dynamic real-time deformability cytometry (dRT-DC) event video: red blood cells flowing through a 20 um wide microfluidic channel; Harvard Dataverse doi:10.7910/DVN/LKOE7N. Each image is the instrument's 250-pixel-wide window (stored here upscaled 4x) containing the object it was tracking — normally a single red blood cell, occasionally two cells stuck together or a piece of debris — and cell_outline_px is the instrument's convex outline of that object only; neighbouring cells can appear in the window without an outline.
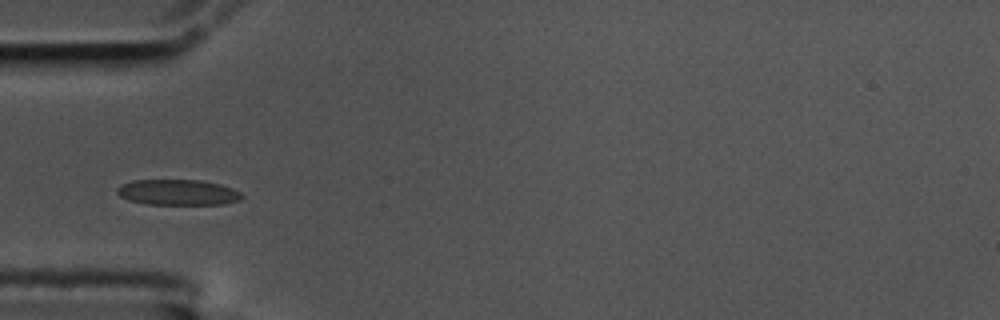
{"species": "common noctule bat (a hibernating species)", "species_latin": "Nyctalus noctula", "temperature_condition": "cold", "stored_images_in_passage": 3, "camera_frame_rate_fps": 3000, "um_per_image_px": 0.085, "animal": {"sex": "male", "body_mass_g": 17.5, "forearm_length_mm": 52.3}, "frame": {"image": 1, "passage_image": 2, "time_ms": 0.333, "image_size_px": [1000, 320], "cell_outline_px": [[244, 196], [240, 200], [224, 204], [144, 204], [128, 200], [120, 196], [116, 192], [116, 188], [132, 180], [200, 180], [220, 184], [232, 188], [240, 192]], "centroid_in_image_um": [15.12, 16.35], "position_along_channel_um": 69.9, "area_um2": 18.67}}
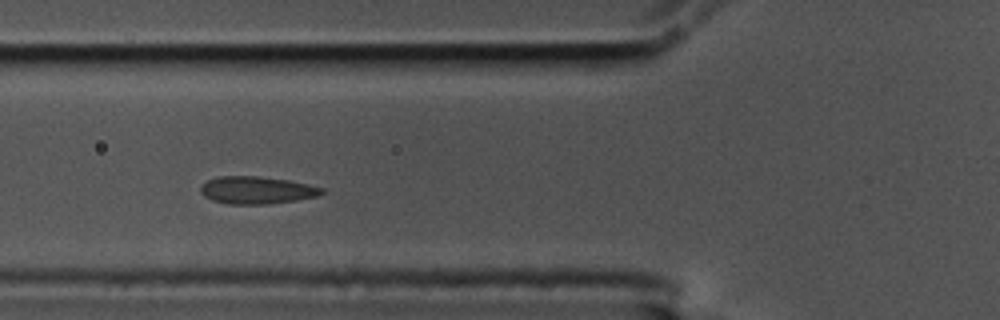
{"frame": {"image": 2, "passage_image": 3, "time_ms": 0.667, "image_size_px": [1000, 320], "cell_outline_px": [[324, 192], [316, 196], [296, 200], [268, 204], [228, 204], [212, 200], [204, 196], [200, 192], [200, 188], [208, 180], [216, 176], [256, 176], [288, 180], [308, 184], [324, 188]], "centroid_in_image_um": [21.81, 16.16], "position_along_channel_um": 104.0, "area_um2": 19.31}}